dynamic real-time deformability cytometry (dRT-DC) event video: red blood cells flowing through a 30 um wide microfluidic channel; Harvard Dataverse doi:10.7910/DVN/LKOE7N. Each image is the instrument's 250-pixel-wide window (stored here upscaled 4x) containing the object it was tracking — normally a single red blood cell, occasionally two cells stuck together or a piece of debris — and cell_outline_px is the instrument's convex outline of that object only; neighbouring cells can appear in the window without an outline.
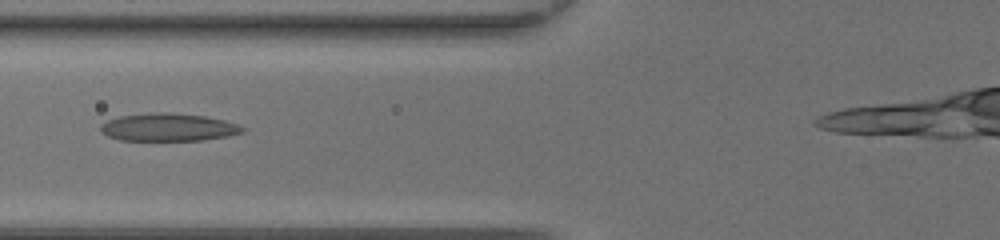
{"species": "common noctule bat (a hibernating species)", "species_latin": "Nyctalus noctula", "temperature_condition": "room temperature", "stored_images_in_passage": 35, "camera_frame_rate_fps": 3000, "um_per_image_px": 0.085, "animal": {"sex": "female", "body_mass_g": 20.0, "forearm_length_mm": 54.0}, "frame": {"image": 1, "passage_image": 12, "time_ms": 3.667, "image_size_px": [1000, 240], "cell_outline_px": [[248, 128], [244, 132], [228, 136], [204, 140], [120, 140], [108, 136], [100, 132], [100, 124], [108, 120], [120, 116], [148, 112], [164, 112], [204, 116], [224, 120], [240, 124]], "centroid_in_image_um": [14.33, 10.81], "position_along_channel_um": 111.5, "area_um2": 23.18}}
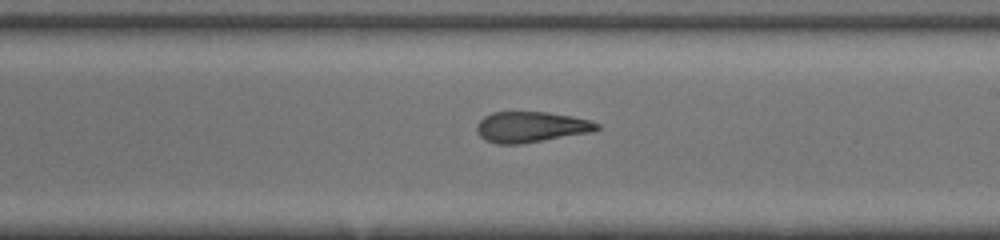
{"frame": {"image": 2, "passage_image": 21, "time_ms": 6.667, "image_size_px": [1000, 240], "cell_outline_px": [[600, 128], [592, 132], [520, 144], [496, 144], [480, 136], [476, 132], [476, 124], [484, 116], [492, 112], [548, 112], [572, 116], [588, 120], [600, 124]], "centroid_in_image_um": [45.12, 10.79], "position_along_channel_um": 243.9, "area_um2": 21.5}}
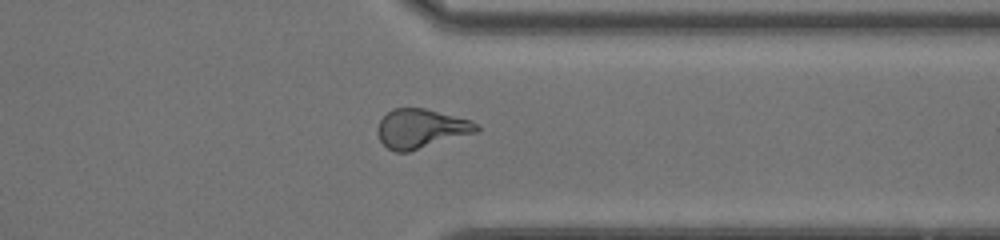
{"frame": {"image": 3, "passage_image": 30, "time_ms": 9.667, "image_size_px": [1000, 240], "cell_outline_px": [[480, 128], [476, 132], [408, 152], [396, 152], [388, 148], [380, 140], [376, 132], [376, 128], [380, 120], [392, 108], [424, 108], [468, 120], [480, 124]], "centroid_in_image_um": [35.75, 10.93], "position_along_channel_um": 375.7, "area_um2": 22.37}}